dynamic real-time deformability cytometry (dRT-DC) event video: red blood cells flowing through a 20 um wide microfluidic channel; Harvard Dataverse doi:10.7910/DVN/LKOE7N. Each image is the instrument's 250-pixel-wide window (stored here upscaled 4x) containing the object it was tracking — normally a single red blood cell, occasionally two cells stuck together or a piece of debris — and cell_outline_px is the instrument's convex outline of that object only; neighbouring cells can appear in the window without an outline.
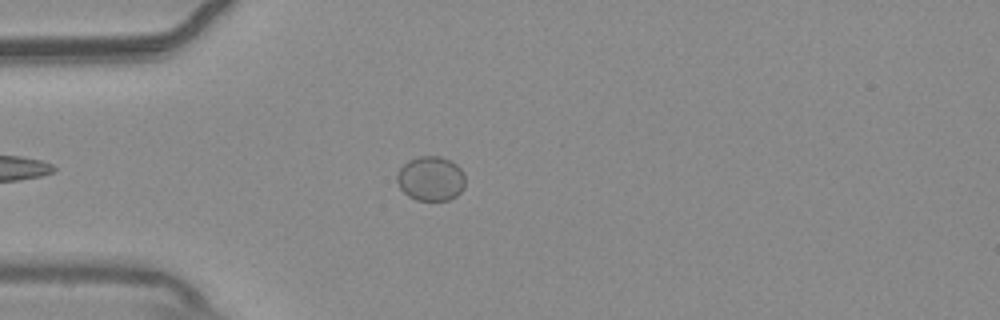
{"species": "common noctule bat (a hibernating species)", "species_latin": "Nyctalus noctula", "temperature_condition": "warm", "stored_images_in_passage": 44, "camera_frame_rate_fps": 3000, "um_per_image_px": 0.085, "animal": {"sex": "male", "body_mass_g": 20.4}, "frame": {"image": 1, "passage_image": 5, "time_ms": 1.333, "image_size_px": [1000, 320], "cell_outline_px": [[464, 188], [456, 196], [448, 200], [416, 200], [408, 196], [400, 188], [396, 180], [396, 172], [408, 160], [420, 156], [440, 156], [456, 164], [464, 172]], "centroid_in_image_um": [36.6, 15.18], "position_along_channel_um": 48.4, "area_um2": 17.8}}
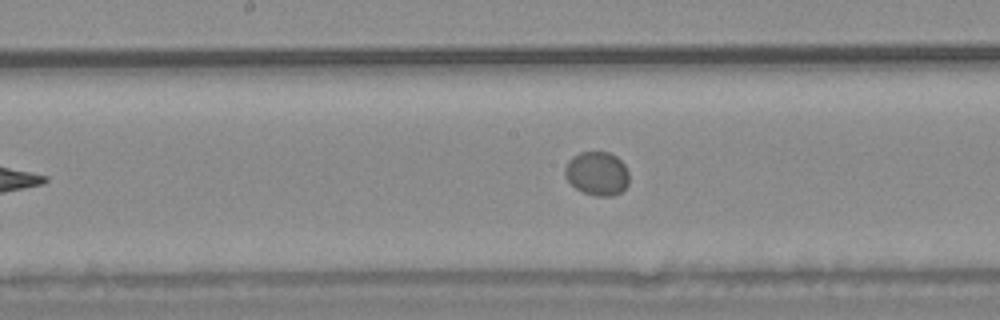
{"frame": {"image": 2, "passage_image": 18, "time_ms": 5.667, "image_size_px": [1000, 320], "cell_outline_px": [[628, 184], [620, 192], [612, 196], [596, 196], [584, 192], [576, 188], [564, 176], [564, 168], [568, 160], [572, 156], [580, 152], [608, 152], [616, 156], [624, 164], [628, 172]], "centroid_in_image_um": [50.73, 14.74], "position_along_channel_um": 197.5, "area_um2": 16.36}}
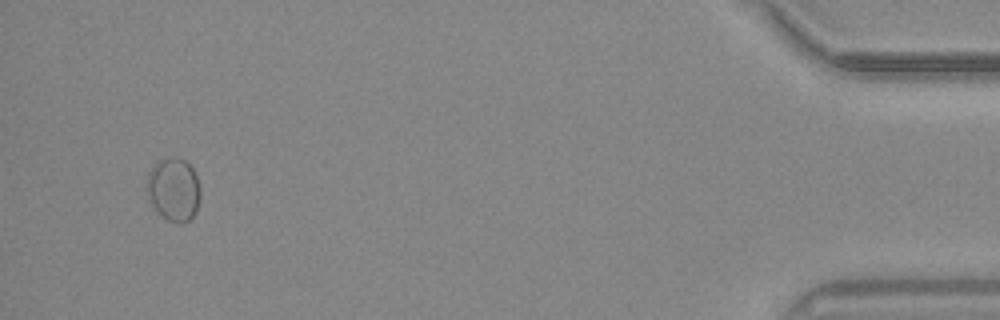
{"frame": {"image": 3, "passage_image": 42, "time_ms": 13.667, "image_size_px": [1000, 320], "cell_outline_px": [[200, 200], [196, 212], [188, 220], [180, 224], [176, 224], [168, 220], [152, 204], [148, 192], [148, 172], [156, 160], [172, 156], [176, 156], [184, 160], [192, 168], [196, 176], [200, 188]], "centroid_in_image_um": [14.79, 16.07], "position_along_channel_um": 420.4, "area_um2": 19.59}}